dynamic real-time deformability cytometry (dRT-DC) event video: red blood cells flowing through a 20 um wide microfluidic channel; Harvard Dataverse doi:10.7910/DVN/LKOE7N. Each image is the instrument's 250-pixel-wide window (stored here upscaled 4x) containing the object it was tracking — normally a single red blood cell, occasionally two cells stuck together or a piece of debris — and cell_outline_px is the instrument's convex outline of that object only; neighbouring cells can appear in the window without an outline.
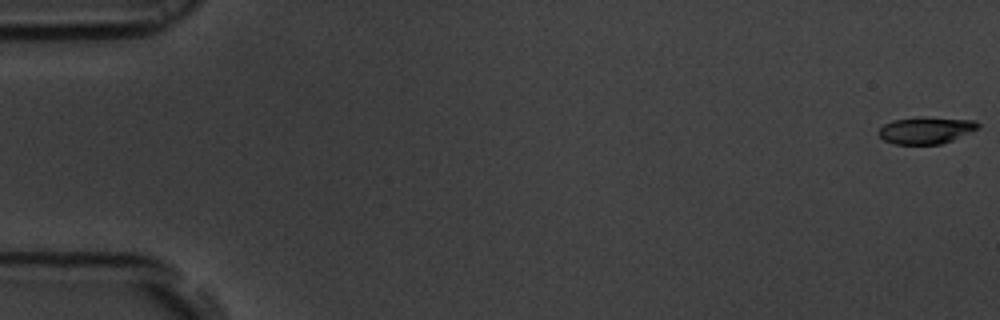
{"species": "common noctule bat (a hibernating species)", "species_latin": "Nyctalus noctula", "temperature_condition": "room temperature", "stored_images_in_passage": 56, "camera_frame_rate_fps": 3000, "um_per_image_px": 0.085, "animal": {"sex": "male", "body_mass_g": 19.5, "forearm_length_mm": 54.6}, "frame": {"image": 1, "passage_image": 1, "time_ms": 0.0, "image_size_px": [1000, 320], "cell_outline_px": [[980, 124], [976, 128], [952, 140], [940, 144], [892, 144], [884, 140], [880, 136], [880, 128], [884, 124], [892, 120], [920, 116], [924, 116], [976, 120]], "centroid_in_image_um": [78.68, 11.05], "position_along_channel_um": 6.3, "area_um2": 15.55}}
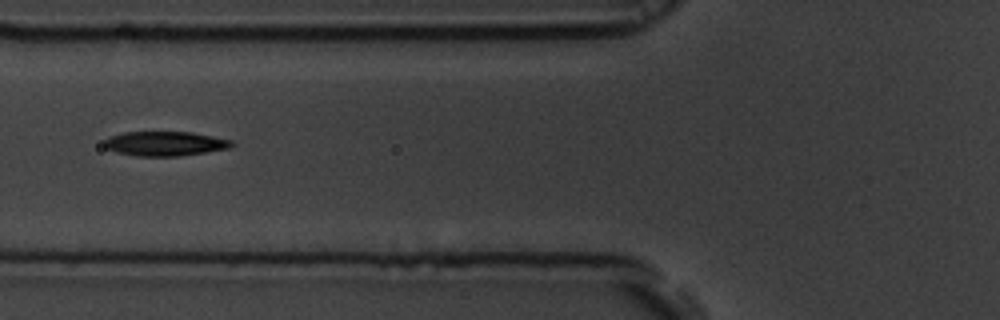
{"frame": {"image": 2, "passage_image": 22, "time_ms": 7.0, "image_size_px": [1000, 320], "cell_outline_px": [[236, 144], [228, 148], [180, 156], [136, 156], [116, 152], [108, 148], [104, 144], [104, 140], [108, 136], [124, 132], [192, 132], [232, 140]], "centroid_in_image_um": [14.02, 12.2], "position_along_channel_um": 111.8, "area_um2": 18.15}}
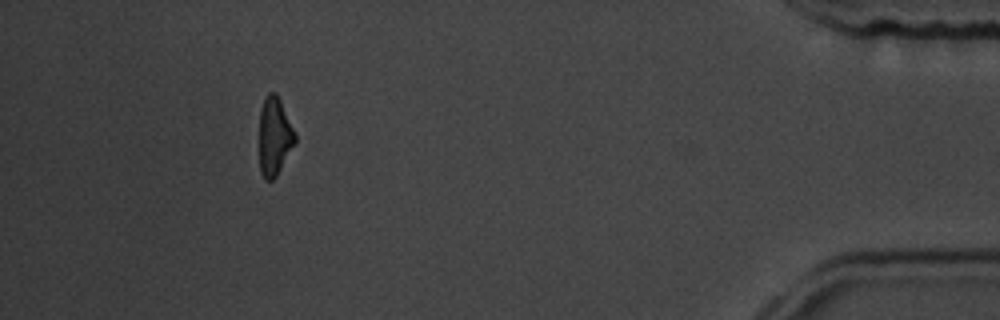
{"frame": {"image": 3, "passage_image": 51, "time_ms": 16.667, "image_size_px": [1000, 320], "cell_outline_px": [[296, 140], [276, 176], [272, 180], [264, 180], [260, 172], [260, 108], [268, 92], [276, 92], [296, 132]], "centroid_in_image_um": [23.33, 11.57], "position_along_channel_um": 411.9, "area_um2": 16.18}, "authors_computed_cell_mechanics": {"area_um2": 17.4556, "velocity_mm_per_s": 3.7305, "shape_relaxation_time_tau1_ms": 2.5805, "shape_relaxation_time_tau2_ms": 4.7301, "deformation_change_tau1": 0.124, "deformation_change_tau2": 0.135}}